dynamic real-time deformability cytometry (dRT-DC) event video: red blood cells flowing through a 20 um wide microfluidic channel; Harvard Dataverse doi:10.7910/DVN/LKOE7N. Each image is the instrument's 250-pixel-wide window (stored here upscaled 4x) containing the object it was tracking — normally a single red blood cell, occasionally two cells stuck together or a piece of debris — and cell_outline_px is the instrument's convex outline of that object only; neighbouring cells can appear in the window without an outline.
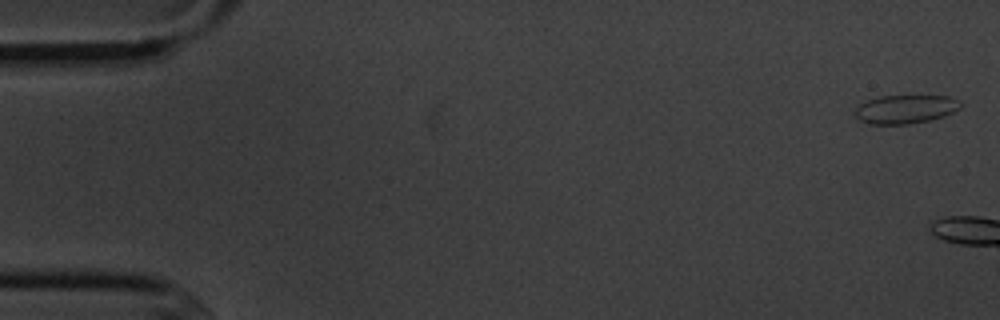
{"species": "common noctule bat (a hibernating species)", "species_latin": "Nyctalus noctula", "temperature_condition": "cold", "stored_images_in_passage": 4, "camera_frame_rate_fps": 3000, "um_per_image_px": 0.085, "animal": {"sex": "male", "body_mass_g": 20.1, "forearm_length_mm": 53.5}, "frame": {"image": 1, "passage_image": 4, "time_ms": 3.333, "image_size_px": [1000, 320], "cell_outline_px": [[960, 108], [944, 116], [928, 120], [908, 124], [868, 124], [860, 120], [856, 116], [856, 108], [860, 104], [868, 100], [880, 96], [948, 96], [960, 100]], "centroid_in_image_um": [76.96, 9.28], "position_along_channel_um": 8.0, "area_um2": 17.4}}